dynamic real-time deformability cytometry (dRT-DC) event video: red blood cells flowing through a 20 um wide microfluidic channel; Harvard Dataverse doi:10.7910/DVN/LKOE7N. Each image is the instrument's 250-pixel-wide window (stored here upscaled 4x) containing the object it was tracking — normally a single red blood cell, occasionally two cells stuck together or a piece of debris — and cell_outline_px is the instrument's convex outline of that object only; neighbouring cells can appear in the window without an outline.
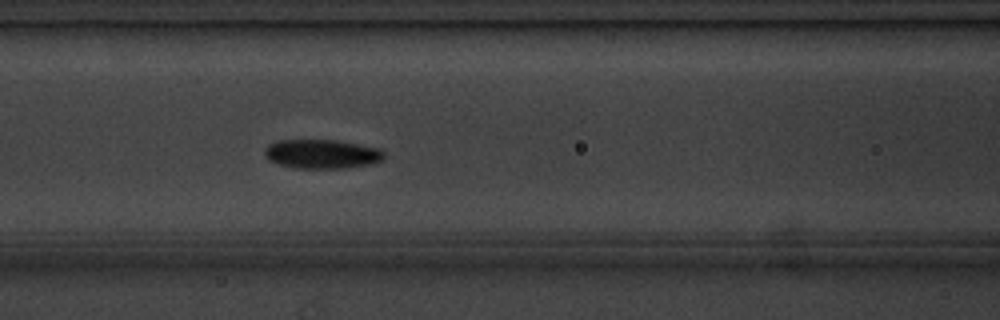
{"species": "common noctule bat (a hibernating species)", "species_latin": "Nyctalus noctula", "temperature_condition": "cold", "stored_images_in_passage": 6, "camera_frame_rate_fps": 3000, "um_per_image_px": 0.085, "animal": {"sex": "male", "body_mass_g": 20.1, "forearm_length_mm": 53.5}, "frame": {"image": 1, "passage_image": 6, "time_ms": 6.667, "image_size_px": [1000, 320], "cell_outline_px": [[384, 156], [380, 160], [372, 164], [348, 168], [296, 168], [280, 164], [268, 160], [264, 156], [264, 148], [268, 144], [280, 140], [336, 140], [380, 148], [384, 152]], "centroid_in_image_um": [27.34, 13.09], "position_along_channel_um": 139.3, "area_um2": 20.35}}